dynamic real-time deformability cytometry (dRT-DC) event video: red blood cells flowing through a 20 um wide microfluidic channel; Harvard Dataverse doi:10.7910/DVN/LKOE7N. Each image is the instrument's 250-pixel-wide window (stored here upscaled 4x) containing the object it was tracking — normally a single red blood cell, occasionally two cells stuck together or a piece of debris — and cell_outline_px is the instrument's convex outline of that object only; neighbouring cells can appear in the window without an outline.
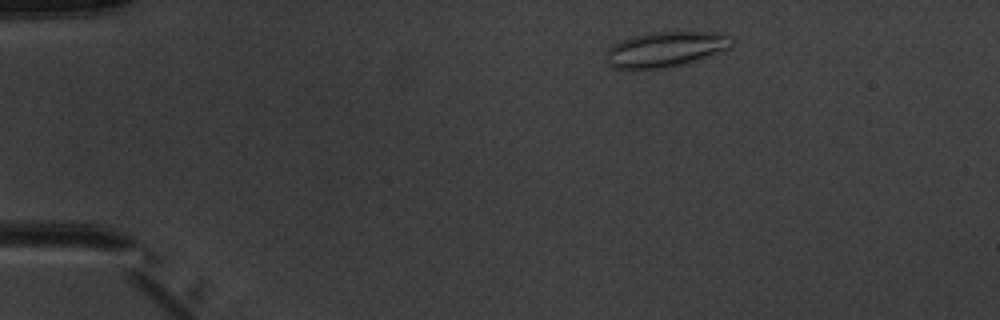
{"species": "common noctule bat (a hibernating species)", "species_latin": "Nyctalus noctula", "temperature_condition": "warm", "stored_images_in_passage": 4, "camera_frame_rate_fps": 3000, "um_per_image_px": 0.085, "animal": {"sex": "male", "body_mass_g": 20.1, "forearm_length_mm": 53.5}, "frame": {"image": 1, "passage_image": 1, "time_ms": 0.0, "image_size_px": [1000, 320], "cell_outline_px": [[732, 48], [700, 60], [688, 64], [672, 68], [636, 72], [612, 68], [608, 64], [608, 48], [612, 44], [620, 40], [632, 36], [652, 32], [716, 32], [732, 36]], "centroid_in_image_um": [56.57, 4.24], "position_along_channel_um": 28.4, "area_um2": 27.05}}
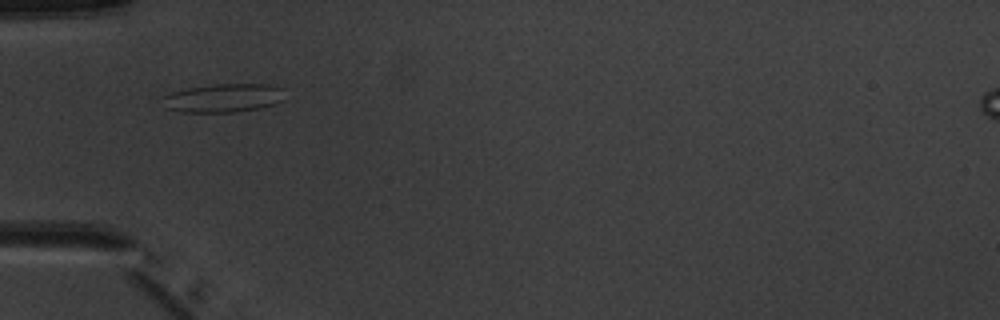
{"frame": {"image": 2, "passage_image": 3, "time_ms": 2.667, "image_size_px": [1000, 320], "cell_outline_px": [[284, 100], [260, 108], [236, 112], [180, 112], [164, 108], [164, 96], [172, 92], [188, 88], [216, 84], [272, 84], [284, 88]], "centroid_in_image_um": [19.03, 8.33], "position_along_channel_um": 66.0, "area_um2": 20.46}}
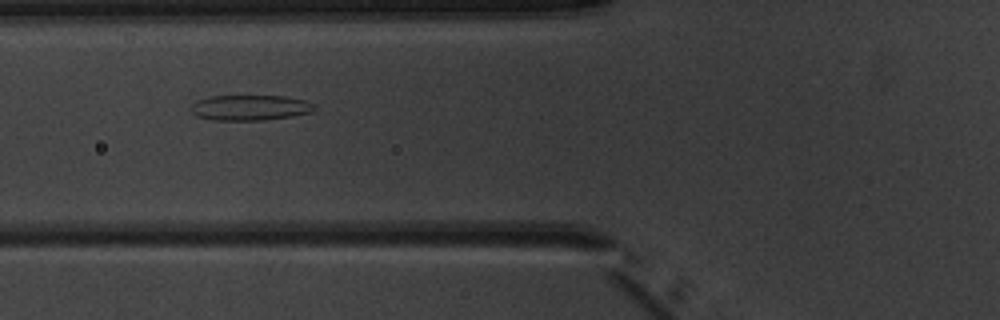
{"frame": {"image": 3, "passage_image": 4, "time_ms": 3.667, "image_size_px": [1000, 320], "cell_outline_px": [[316, 108], [312, 112], [292, 116], [264, 120], [212, 120], [196, 116], [188, 108], [196, 100], [208, 96], [288, 96], [308, 100], [316, 104]], "centroid_in_image_um": [21.27, 9.14], "position_along_channel_um": 104.5, "area_um2": 18.67}}